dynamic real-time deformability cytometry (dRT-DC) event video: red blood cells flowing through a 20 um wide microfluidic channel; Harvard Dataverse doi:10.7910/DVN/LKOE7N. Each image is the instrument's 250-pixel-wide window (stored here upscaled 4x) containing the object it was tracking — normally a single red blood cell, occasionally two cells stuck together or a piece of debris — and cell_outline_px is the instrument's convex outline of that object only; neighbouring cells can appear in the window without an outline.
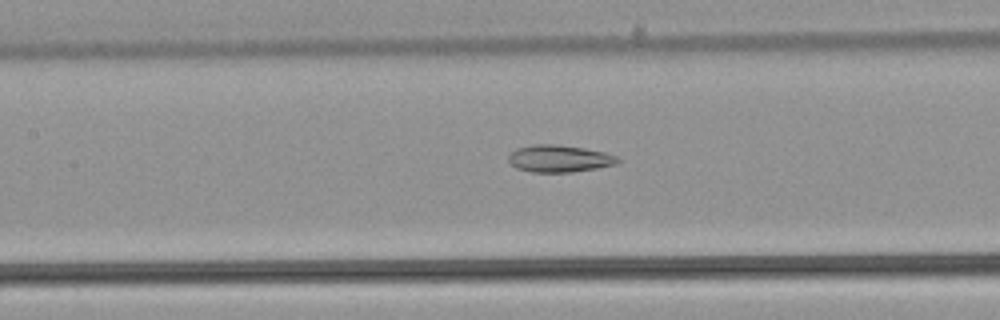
{"species": "common noctule bat (a hibernating species)", "species_latin": "Nyctalus noctula", "temperature_condition": "warm", "stored_images_in_passage": 43, "camera_frame_rate_fps": 3000, "um_per_image_px": 0.085, "animal": {"sex": "male", "body_mass_g": 21.5, "forearm_length_mm": 52.0}, "frame": {"image": 1, "passage_image": 15, "time_ms": 4.667, "image_size_px": [1000, 320], "cell_outline_px": [[620, 160], [616, 164], [596, 168], [572, 172], [532, 172], [516, 168], [508, 160], [508, 156], [516, 148], [532, 144], [556, 144], [584, 148], [604, 152], [616, 156]], "centroid_in_image_um": [47.51, 13.47], "position_along_channel_um": 159.9, "area_um2": 17.22}}
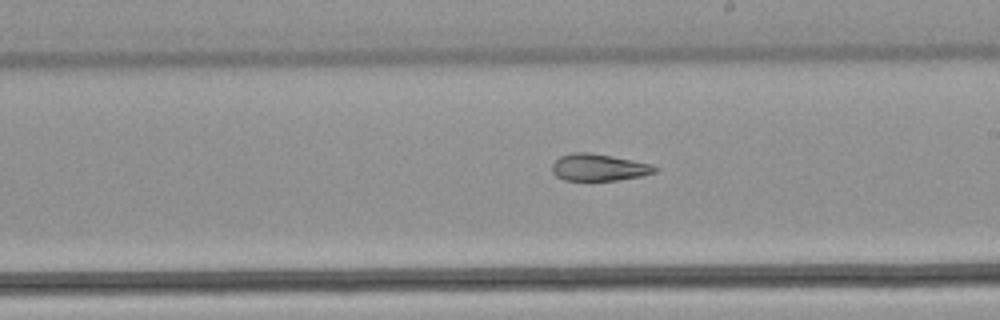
{"frame": {"image": 2, "passage_image": 21, "time_ms": 6.667, "image_size_px": [1000, 320], "cell_outline_px": [[660, 168], [656, 172], [640, 176], [620, 180], [564, 180], [556, 176], [552, 172], [552, 164], [560, 156], [572, 152], [588, 152], [612, 156], [652, 164]], "centroid_in_image_um": [50.9, 14.22], "position_along_channel_um": 238.1, "area_um2": 16.18}}
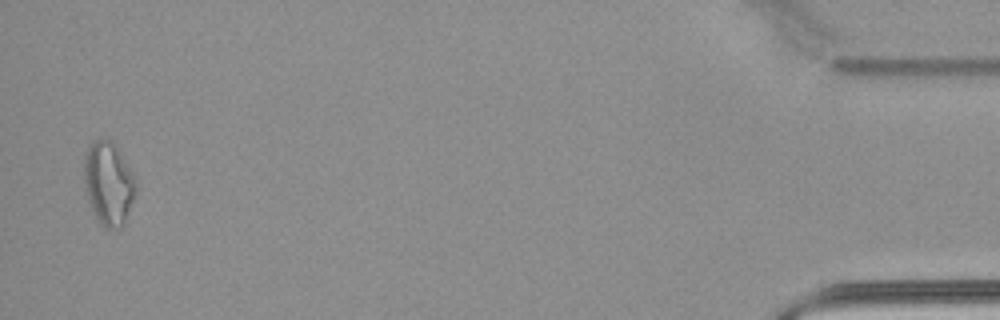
{"frame": {"image": 3, "passage_image": 42, "time_ms": 13.667, "image_size_px": [1000, 320], "cell_outline_px": [[136, 188], [124, 224], [120, 228], [104, 228], [96, 220], [88, 200], [84, 180], [84, 156], [88, 148], [96, 140], [104, 136], [112, 140], [136, 180]], "centroid_in_image_um": [9.2, 15.59], "position_along_channel_um": 426.0, "area_um2": 24.91}, "authors_computed_cell_mechanics": {"area_um2": 18.8428, "velocity_mm_per_s": 3.9301, "shape_relaxation_time_tau1_ms": null, "shape_relaxation_time_tau2_ms": 2.6986, "deformation_change_tau1": null, "deformation_change_tau2": 0.1028}}